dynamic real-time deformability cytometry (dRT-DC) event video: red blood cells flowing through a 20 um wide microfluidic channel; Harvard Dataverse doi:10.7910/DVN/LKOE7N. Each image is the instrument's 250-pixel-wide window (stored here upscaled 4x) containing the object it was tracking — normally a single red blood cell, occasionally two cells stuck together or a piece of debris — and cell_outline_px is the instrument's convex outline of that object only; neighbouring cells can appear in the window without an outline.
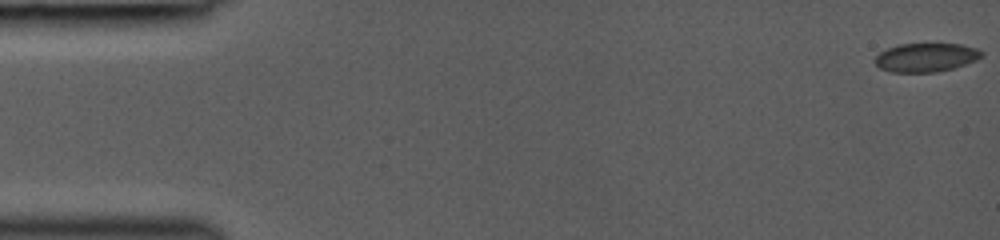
{"species": "common noctule bat (a hibernating species)", "species_latin": "Nyctalus noctula", "temperature_condition": "room temperature", "stored_images_in_passage": 25, "camera_frame_rate_fps": 3000, "um_per_image_px": 0.085, "animal": {"sex": "female", "body_mass_g": 19.0, "forearm_length_mm": 53.3}, "frame": {"image": 1, "passage_image": 1, "time_ms": 0.0, "image_size_px": [1000, 240], "cell_outline_px": [[984, 56], [976, 60], [952, 68], [936, 72], [892, 72], [880, 68], [876, 64], [876, 56], [880, 52], [888, 48], [900, 44], [964, 44], [976, 48], [984, 52]], "centroid_in_image_um": [78.74, 4.87], "position_along_channel_um": 6.3, "area_um2": 17.74}}
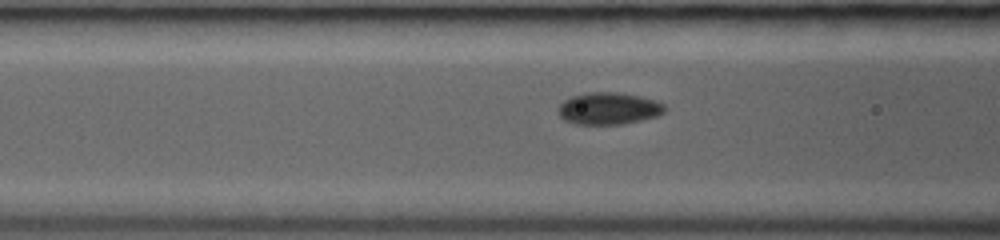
{"frame": {"image": 2, "passage_image": 18, "time_ms": 6.0, "image_size_px": [1000, 240], "cell_outline_px": [[668, 108], [664, 112], [656, 116], [624, 124], [576, 124], [564, 120], [560, 116], [560, 104], [564, 100], [572, 96], [588, 92], [616, 92], [640, 96], [656, 100], [664, 104]], "centroid_in_image_um": [51.77, 9.21], "position_along_channel_um": 114.8, "area_um2": 19.83}}
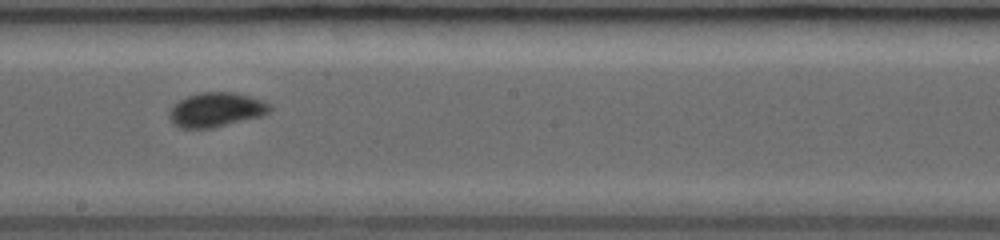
{"frame": {"image": 3, "passage_image": 24, "time_ms": 8.667, "image_size_px": [1000, 240], "cell_outline_px": [[272, 108], [268, 112], [260, 116], [212, 128], [180, 128], [172, 124], [168, 120], [168, 112], [180, 100], [188, 96], [200, 92], [236, 92], [272, 104]], "centroid_in_image_um": [18.34, 9.33], "position_along_channel_um": 229.9, "area_um2": 20.06}}